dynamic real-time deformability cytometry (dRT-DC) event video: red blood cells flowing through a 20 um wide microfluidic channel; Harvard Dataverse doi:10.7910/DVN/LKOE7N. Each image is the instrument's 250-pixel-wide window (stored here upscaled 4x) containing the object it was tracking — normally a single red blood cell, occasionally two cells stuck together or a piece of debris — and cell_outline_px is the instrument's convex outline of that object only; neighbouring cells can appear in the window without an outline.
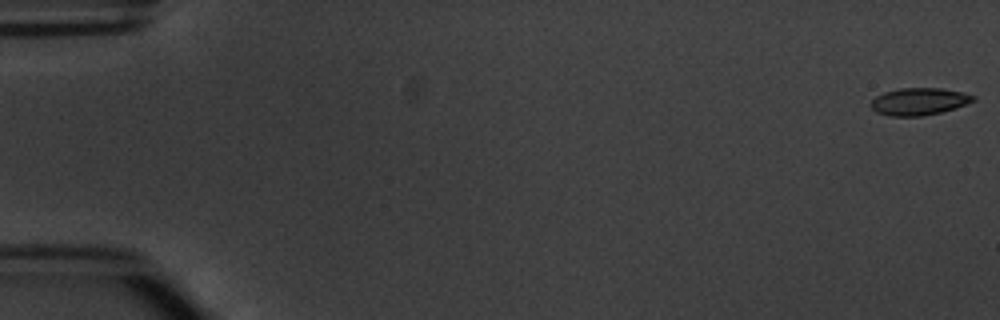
{"species": "common noctule bat (a hibernating species)", "species_latin": "Nyctalus noctula", "temperature_condition": "warm", "stored_images_in_passage": 5, "camera_frame_rate_fps": 3000, "um_per_image_px": 0.085, "animal": {"sex": "male", "body_mass_g": 20.1, "forearm_length_mm": 53.5}, "frame": {"image": 1, "passage_image": 1, "time_ms": 0.0, "image_size_px": [1000, 320], "cell_outline_px": [[976, 100], [956, 108], [940, 112], [920, 116], [888, 116], [876, 112], [872, 108], [872, 100], [876, 96], [884, 92], [900, 88], [940, 88], [964, 92], [976, 96]], "centroid_in_image_um": [78.14, 8.62], "position_along_channel_um": 6.9, "area_um2": 16.24}}
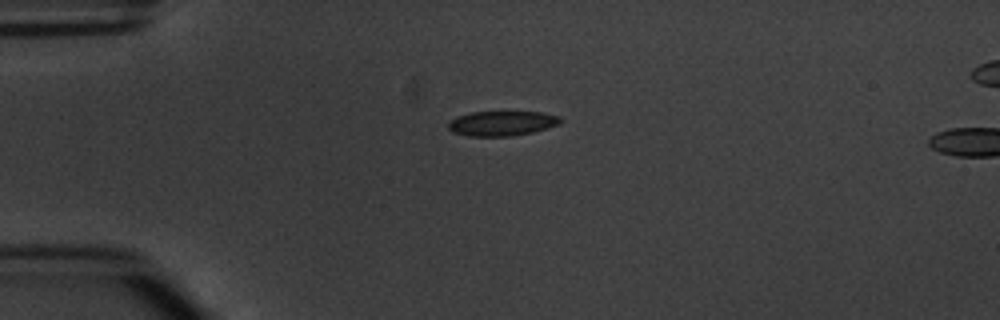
{"frame": {"image": 2, "passage_image": 4, "time_ms": 4.333, "image_size_px": [1000, 320], "cell_outline_px": [[564, 120], [560, 124], [548, 128], [532, 132], [512, 136], [468, 136], [452, 132], [448, 128], [448, 124], [456, 116], [472, 112], [540, 112], [560, 116]], "centroid_in_image_um": [42.69, 10.48], "position_along_channel_um": 42.3, "area_um2": 16.3}}